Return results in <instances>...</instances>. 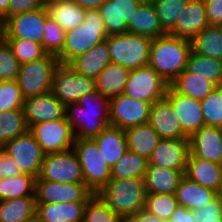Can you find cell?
Returning a JSON list of instances; mask_svg holds the SVG:
<instances>
[{"label": "cell", "instance_id": "6da1fadb", "mask_svg": "<svg viewBox=\"0 0 222 222\" xmlns=\"http://www.w3.org/2000/svg\"><path fill=\"white\" fill-rule=\"evenodd\" d=\"M65 118L75 139L94 138L110 125L109 99L96 90L88 93L78 102L65 105Z\"/></svg>", "mask_w": 222, "mask_h": 222}, {"label": "cell", "instance_id": "7a4b0ae2", "mask_svg": "<svg viewBox=\"0 0 222 222\" xmlns=\"http://www.w3.org/2000/svg\"><path fill=\"white\" fill-rule=\"evenodd\" d=\"M190 52L189 40L167 34L152 40L148 65L170 85L186 69Z\"/></svg>", "mask_w": 222, "mask_h": 222}, {"label": "cell", "instance_id": "3957f363", "mask_svg": "<svg viewBox=\"0 0 222 222\" xmlns=\"http://www.w3.org/2000/svg\"><path fill=\"white\" fill-rule=\"evenodd\" d=\"M107 206L123 220L144 209L146 188L144 178H111L97 193Z\"/></svg>", "mask_w": 222, "mask_h": 222}, {"label": "cell", "instance_id": "277c9868", "mask_svg": "<svg viewBox=\"0 0 222 222\" xmlns=\"http://www.w3.org/2000/svg\"><path fill=\"white\" fill-rule=\"evenodd\" d=\"M108 37L105 23L98 10H87L84 22L66 32L65 43L57 57L60 64L68 65L77 56L89 51Z\"/></svg>", "mask_w": 222, "mask_h": 222}, {"label": "cell", "instance_id": "5b68a950", "mask_svg": "<svg viewBox=\"0 0 222 222\" xmlns=\"http://www.w3.org/2000/svg\"><path fill=\"white\" fill-rule=\"evenodd\" d=\"M105 40L109 47L111 63L128 70L148 65L153 39L138 34L123 33L109 35Z\"/></svg>", "mask_w": 222, "mask_h": 222}, {"label": "cell", "instance_id": "8992f818", "mask_svg": "<svg viewBox=\"0 0 222 222\" xmlns=\"http://www.w3.org/2000/svg\"><path fill=\"white\" fill-rule=\"evenodd\" d=\"M72 148L80 162L84 183L97 194L111 179L110 166L92 138L75 139Z\"/></svg>", "mask_w": 222, "mask_h": 222}, {"label": "cell", "instance_id": "52a82bcc", "mask_svg": "<svg viewBox=\"0 0 222 222\" xmlns=\"http://www.w3.org/2000/svg\"><path fill=\"white\" fill-rule=\"evenodd\" d=\"M59 65L58 58L50 54L36 61L21 64L17 82L22 97L25 99L50 92L54 71Z\"/></svg>", "mask_w": 222, "mask_h": 222}, {"label": "cell", "instance_id": "ba28073f", "mask_svg": "<svg viewBox=\"0 0 222 222\" xmlns=\"http://www.w3.org/2000/svg\"><path fill=\"white\" fill-rule=\"evenodd\" d=\"M168 86L169 84L147 65L129 70L123 94L153 104L165 98Z\"/></svg>", "mask_w": 222, "mask_h": 222}, {"label": "cell", "instance_id": "9c48e42d", "mask_svg": "<svg viewBox=\"0 0 222 222\" xmlns=\"http://www.w3.org/2000/svg\"><path fill=\"white\" fill-rule=\"evenodd\" d=\"M95 90V79L80 75L68 65L60 64L54 71L51 92L64 105L78 102Z\"/></svg>", "mask_w": 222, "mask_h": 222}, {"label": "cell", "instance_id": "30bf717a", "mask_svg": "<svg viewBox=\"0 0 222 222\" xmlns=\"http://www.w3.org/2000/svg\"><path fill=\"white\" fill-rule=\"evenodd\" d=\"M38 178L58 183H84L81 165L73 148L45 154Z\"/></svg>", "mask_w": 222, "mask_h": 222}, {"label": "cell", "instance_id": "8fae6325", "mask_svg": "<svg viewBox=\"0 0 222 222\" xmlns=\"http://www.w3.org/2000/svg\"><path fill=\"white\" fill-rule=\"evenodd\" d=\"M48 18L46 7L13 15L3 22L2 37L4 39H27L42 44Z\"/></svg>", "mask_w": 222, "mask_h": 222}, {"label": "cell", "instance_id": "7c38bea8", "mask_svg": "<svg viewBox=\"0 0 222 222\" xmlns=\"http://www.w3.org/2000/svg\"><path fill=\"white\" fill-rule=\"evenodd\" d=\"M2 149L16 161L22 173L39 177L45 153L29 130L8 141Z\"/></svg>", "mask_w": 222, "mask_h": 222}, {"label": "cell", "instance_id": "4fadbf2b", "mask_svg": "<svg viewBox=\"0 0 222 222\" xmlns=\"http://www.w3.org/2000/svg\"><path fill=\"white\" fill-rule=\"evenodd\" d=\"M151 103L125 94L109 99L110 125L122 130L149 122Z\"/></svg>", "mask_w": 222, "mask_h": 222}, {"label": "cell", "instance_id": "5bb4252c", "mask_svg": "<svg viewBox=\"0 0 222 222\" xmlns=\"http://www.w3.org/2000/svg\"><path fill=\"white\" fill-rule=\"evenodd\" d=\"M45 154L72 149L75 135L64 117L60 120L37 123L29 128Z\"/></svg>", "mask_w": 222, "mask_h": 222}, {"label": "cell", "instance_id": "9a60e30c", "mask_svg": "<svg viewBox=\"0 0 222 222\" xmlns=\"http://www.w3.org/2000/svg\"><path fill=\"white\" fill-rule=\"evenodd\" d=\"M94 193L85 183H58L35 179L37 204L56 202H87Z\"/></svg>", "mask_w": 222, "mask_h": 222}, {"label": "cell", "instance_id": "2e32d148", "mask_svg": "<svg viewBox=\"0 0 222 222\" xmlns=\"http://www.w3.org/2000/svg\"><path fill=\"white\" fill-rule=\"evenodd\" d=\"M165 99L172 105L183 133L188 138L205 126L199 100L177 93L170 85L168 86Z\"/></svg>", "mask_w": 222, "mask_h": 222}, {"label": "cell", "instance_id": "e0dca14e", "mask_svg": "<svg viewBox=\"0 0 222 222\" xmlns=\"http://www.w3.org/2000/svg\"><path fill=\"white\" fill-rule=\"evenodd\" d=\"M189 153V138L161 139L148 159V165L185 171Z\"/></svg>", "mask_w": 222, "mask_h": 222}, {"label": "cell", "instance_id": "ac0fdd59", "mask_svg": "<svg viewBox=\"0 0 222 222\" xmlns=\"http://www.w3.org/2000/svg\"><path fill=\"white\" fill-rule=\"evenodd\" d=\"M23 110L28 128L37 123L60 120L65 117V105L51 91L25 98Z\"/></svg>", "mask_w": 222, "mask_h": 222}, {"label": "cell", "instance_id": "d6986e66", "mask_svg": "<svg viewBox=\"0 0 222 222\" xmlns=\"http://www.w3.org/2000/svg\"><path fill=\"white\" fill-rule=\"evenodd\" d=\"M139 6L134 0H106L98 11L105 23L107 35L127 33V25Z\"/></svg>", "mask_w": 222, "mask_h": 222}, {"label": "cell", "instance_id": "ffe728a7", "mask_svg": "<svg viewBox=\"0 0 222 222\" xmlns=\"http://www.w3.org/2000/svg\"><path fill=\"white\" fill-rule=\"evenodd\" d=\"M208 25L204 0H190L168 34L191 41Z\"/></svg>", "mask_w": 222, "mask_h": 222}, {"label": "cell", "instance_id": "44dd1931", "mask_svg": "<svg viewBox=\"0 0 222 222\" xmlns=\"http://www.w3.org/2000/svg\"><path fill=\"white\" fill-rule=\"evenodd\" d=\"M192 156L221 164L222 128L203 126L189 137Z\"/></svg>", "mask_w": 222, "mask_h": 222}, {"label": "cell", "instance_id": "7402d4cb", "mask_svg": "<svg viewBox=\"0 0 222 222\" xmlns=\"http://www.w3.org/2000/svg\"><path fill=\"white\" fill-rule=\"evenodd\" d=\"M149 123L161 139L188 138L183 133L172 105L165 98L151 105Z\"/></svg>", "mask_w": 222, "mask_h": 222}, {"label": "cell", "instance_id": "603a6c76", "mask_svg": "<svg viewBox=\"0 0 222 222\" xmlns=\"http://www.w3.org/2000/svg\"><path fill=\"white\" fill-rule=\"evenodd\" d=\"M184 176L219 193L222 185V164L197 158L189 153Z\"/></svg>", "mask_w": 222, "mask_h": 222}, {"label": "cell", "instance_id": "cb8c5ba5", "mask_svg": "<svg viewBox=\"0 0 222 222\" xmlns=\"http://www.w3.org/2000/svg\"><path fill=\"white\" fill-rule=\"evenodd\" d=\"M110 63L109 47L106 40H104L86 53L77 56L68 66L82 76L96 79Z\"/></svg>", "mask_w": 222, "mask_h": 222}, {"label": "cell", "instance_id": "d4e9b609", "mask_svg": "<svg viewBox=\"0 0 222 222\" xmlns=\"http://www.w3.org/2000/svg\"><path fill=\"white\" fill-rule=\"evenodd\" d=\"M87 202L37 204L36 217L41 222H83Z\"/></svg>", "mask_w": 222, "mask_h": 222}, {"label": "cell", "instance_id": "484cf974", "mask_svg": "<svg viewBox=\"0 0 222 222\" xmlns=\"http://www.w3.org/2000/svg\"><path fill=\"white\" fill-rule=\"evenodd\" d=\"M110 168L127 152L125 131L108 125L98 136L92 138Z\"/></svg>", "mask_w": 222, "mask_h": 222}, {"label": "cell", "instance_id": "4316f807", "mask_svg": "<svg viewBox=\"0 0 222 222\" xmlns=\"http://www.w3.org/2000/svg\"><path fill=\"white\" fill-rule=\"evenodd\" d=\"M175 195L179 206L194 211L208 205L218 196V193L183 176L179 181Z\"/></svg>", "mask_w": 222, "mask_h": 222}, {"label": "cell", "instance_id": "83f0119b", "mask_svg": "<svg viewBox=\"0 0 222 222\" xmlns=\"http://www.w3.org/2000/svg\"><path fill=\"white\" fill-rule=\"evenodd\" d=\"M185 171L148 165L144 177L146 193L175 194Z\"/></svg>", "mask_w": 222, "mask_h": 222}, {"label": "cell", "instance_id": "f1b7e54d", "mask_svg": "<svg viewBox=\"0 0 222 222\" xmlns=\"http://www.w3.org/2000/svg\"><path fill=\"white\" fill-rule=\"evenodd\" d=\"M127 33L147 36L151 39L168 34L163 29L153 4H143L138 7L127 25Z\"/></svg>", "mask_w": 222, "mask_h": 222}, {"label": "cell", "instance_id": "f546056e", "mask_svg": "<svg viewBox=\"0 0 222 222\" xmlns=\"http://www.w3.org/2000/svg\"><path fill=\"white\" fill-rule=\"evenodd\" d=\"M49 17L68 32L84 22L86 11L73 0H55L45 4Z\"/></svg>", "mask_w": 222, "mask_h": 222}, {"label": "cell", "instance_id": "4dcf8cb0", "mask_svg": "<svg viewBox=\"0 0 222 222\" xmlns=\"http://www.w3.org/2000/svg\"><path fill=\"white\" fill-rule=\"evenodd\" d=\"M124 131L128 150L146 159L150 158L158 142L161 140L159 134L149 122L127 128Z\"/></svg>", "mask_w": 222, "mask_h": 222}, {"label": "cell", "instance_id": "1f68e13d", "mask_svg": "<svg viewBox=\"0 0 222 222\" xmlns=\"http://www.w3.org/2000/svg\"><path fill=\"white\" fill-rule=\"evenodd\" d=\"M35 196L0 201V222H29L36 218Z\"/></svg>", "mask_w": 222, "mask_h": 222}, {"label": "cell", "instance_id": "d6a6232c", "mask_svg": "<svg viewBox=\"0 0 222 222\" xmlns=\"http://www.w3.org/2000/svg\"><path fill=\"white\" fill-rule=\"evenodd\" d=\"M129 70L110 63L95 79L96 91L111 99L124 93Z\"/></svg>", "mask_w": 222, "mask_h": 222}, {"label": "cell", "instance_id": "836d02e7", "mask_svg": "<svg viewBox=\"0 0 222 222\" xmlns=\"http://www.w3.org/2000/svg\"><path fill=\"white\" fill-rule=\"evenodd\" d=\"M190 43L192 52L222 60V26L208 25Z\"/></svg>", "mask_w": 222, "mask_h": 222}, {"label": "cell", "instance_id": "e575fe53", "mask_svg": "<svg viewBox=\"0 0 222 222\" xmlns=\"http://www.w3.org/2000/svg\"><path fill=\"white\" fill-rule=\"evenodd\" d=\"M170 86L179 94L201 101L217 86L204 77L194 76L186 69L180 73Z\"/></svg>", "mask_w": 222, "mask_h": 222}, {"label": "cell", "instance_id": "d590c367", "mask_svg": "<svg viewBox=\"0 0 222 222\" xmlns=\"http://www.w3.org/2000/svg\"><path fill=\"white\" fill-rule=\"evenodd\" d=\"M186 70L194 76L204 77L216 86H222V60L204 57L191 51Z\"/></svg>", "mask_w": 222, "mask_h": 222}, {"label": "cell", "instance_id": "8d00e7d4", "mask_svg": "<svg viewBox=\"0 0 222 222\" xmlns=\"http://www.w3.org/2000/svg\"><path fill=\"white\" fill-rule=\"evenodd\" d=\"M29 130L23 109L0 112V149Z\"/></svg>", "mask_w": 222, "mask_h": 222}, {"label": "cell", "instance_id": "74e56055", "mask_svg": "<svg viewBox=\"0 0 222 222\" xmlns=\"http://www.w3.org/2000/svg\"><path fill=\"white\" fill-rule=\"evenodd\" d=\"M148 166V159L130 150L111 168V178H144Z\"/></svg>", "mask_w": 222, "mask_h": 222}, {"label": "cell", "instance_id": "f35d334b", "mask_svg": "<svg viewBox=\"0 0 222 222\" xmlns=\"http://www.w3.org/2000/svg\"><path fill=\"white\" fill-rule=\"evenodd\" d=\"M35 179L24 173L11 178H0V201L35 196Z\"/></svg>", "mask_w": 222, "mask_h": 222}, {"label": "cell", "instance_id": "ab89813d", "mask_svg": "<svg viewBox=\"0 0 222 222\" xmlns=\"http://www.w3.org/2000/svg\"><path fill=\"white\" fill-rule=\"evenodd\" d=\"M178 206L175 194L146 193L144 210L156 217L168 221Z\"/></svg>", "mask_w": 222, "mask_h": 222}, {"label": "cell", "instance_id": "60d3db41", "mask_svg": "<svg viewBox=\"0 0 222 222\" xmlns=\"http://www.w3.org/2000/svg\"><path fill=\"white\" fill-rule=\"evenodd\" d=\"M200 102L205 126L222 128V86H217Z\"/></svg>", "mask_w": 222, "mask_h": 222}, {"label": "cell", "instance_id": "b9f144b4", "mask_svg": "<svg viewBox=\"0 0 222 222\" xmlns=\"http://www.w3.org/2000/svg\"><path fill=\"white\" fill-rule=\"evenodd\" d=\"M83 222H125L111 210L98 194H94L85 207Z\"/></svg>", "mask_w": 222, "mask_h": 222}, {"label": "cell", "instance_id": "7bdbcfd3", "mask_svg": "<svg viewBox=\"0 0 222 222\" xmlns=\"http://www.w3.org/2000/svg\"><path fill=\"white\" fill-rule=\"evenodd\" d=\"M190 0H154V7L163 29L168 33L176 24L182 9Z\"/></svg>", "mask_w": 222, "mask_h": 222}, {"label": "cell", "instance_id": "ee69618b", "mask_svg": "<svg viewBox=\"0 0 222 222\" xmlns=\"http://www.w3.org/2000/svg\"><path fill=\"white\" fill-rule=\"evenodd\" d=\"M66 32L50 17L46 20L45 33L43 35L42 47L46 54L58 57L65 43Z\"/></svg>", "mask_w": 222, "mask_h": 222}, {"label": "cell", "instance_id": "f6af8a7d", "mask_svg": "<svg viewBox=\"0 0 222 222\" xmlns=\"http://www.w3.org/2000/svg\"><path fill=\"white\" fill-rule=\"evenodd\" d=\"M20 64L36 61L46 55L42 44L27 39H5Z\"/></svg>", "mask_w": 222, "mask_h": 222}, {"label": "cell", "instance_id": "bcb514c9", "mask_svg": "<svg viewBox=\"0 0 222 222\" xmlns=\"http://www.w3.org/2000/svg\"><path fill=\"white\" fill-rule=\"evenodd\" d=\"M20 66L10 45L2 37L0 39V81L17 80Z\"/></svg>", "mask_w": 222, "mask_h": 222}, {"label": "cell", "instance_id": "7dc6e473", "mask_svg": "<svg viewBox=\"0 0 222 222\" xmlns=\"http://www.w3.org/2000/svg\"><path fill=\"white\" fill-rule=\"evenodd\" d=\"M23 107L24 98L17 80L0 81V112L23 109Z\"/></svg>", "mask_w": 222, "mask_h": 222}, {"label": "cell", "instance_id": "c3c4849f", "mask_svg": "<svg viewBox=\"0 0 222 222\" xmlns=\"http://www.w3.org/2000/svg\"><path fill=\"white\" fill-rule=\"evenodd\" d=\"M193 216L197 222H222V202L219 196L202 209L194 210Z\"/></svg>", "mask_w": 222, "mask_h": 222}, {"label": "cell", "instance_id": "681fc988", "mask_svg": "<svg viewBox=\"0 0 222 222\" xmlns=\"http://www.w3.org/2000/svg\"><path fill=\"white\" fill-rule=\"evenodd\" d=\"M43 7H45V2L43 0H9L7 18L16 14L31 12Z\"/></svg>", "mask_w": 222, "mask_h": 222}, {"label": "cell", "instance_id": "f907efd6", "mask_svg": "<svg viewBox=\"0 0 222 222\" xmlns=\"http://www.w3.org/2000/svg\"><path fill=\"white\" fill-rule=\"evenodd\" d=\"M22 174L16 161L0 149V178H11Z\"/></svg>", "mask_w": 222, "mask_h": 222}, {"label": "cell", "instance_id": "816d5d0a", "mask_svg": "<svg viewBox=\"0 0 222 222\" xmlns=\"http://www.w3.org/2000/svg\"><path fill=\"white\" fill-rule=\"evenodd\" d=\"M209 25L222 26V0H204Z\"/></svg>", "mask_w": 222, "mask_h": 222}, {"label": "cell", "instance_id": "f5cc1de1", "mask_svg": "<svg viewBox=\"0 0 222 222\" xmlns=\"http://www.w3.org/2000/svg\"><path fill=\"white\" fill-rule=\"evenodd\" d=\"M168 222H197L193 216V211L183 206H178L171 214Z\"/></svg>", "mask_w": 222, "mask_h": 222}, {"label": "cell", "instance_id": "db71d44e", "mask_svg": "<svg viewBox=\"0 0 222 222\" xmlns=\"http://www.w3.org/2000/svg\"><path fill=\"white\" fill-rule=\"evenodd\" d=\"M125 222H168V221L156 217L155 215L142 209L133 216L129 217Z\"/></svg>", "mask_w": 222, "mask_h": 222}, {"label": "cell", "instance_id": "11a10c76", "mask_svg": "<svg viewBox=\"0 0 222 222\" xmlns=\"http://www.w3.org/2000/svg\"><path fill=\"white\" fill-rule=\"evenodd\" d=\"M85 10H98L106 0H73Z\"/></svg>", "mask_w": 222, "mask_h": 222}, {"label": "cell", "instance_id": "9f6ffc18", "mask_svg": "<svg viewBox=\"0 0 222 222\" xmlns=\"http://www.w3.org/2000/svg\"><path fill=\"white\" fill-rule=\"evenodd\" d=\"M8 6L9 0H0V18L3 22L7 19Z\"/></svg>", "mask_w": 222, "mask_h": 222}, {"label": "cell", "instance_id": "6f0895ef", "mask_svg": "<svg viewBox=\"0 0 222 222\" xmlns=\"http://www.w3.org/2000/svg\"><path fill=\"white\" fill-rule=\"evenodd\" d=\"M136 1L137 3H139L140 5H147V4H153L154 3V0H134Z\"/></svg>", "mask_w": 222, "mask_h": 222}, {"label": "cell", "instance_id": "680465c9", "mask_svg": "<svg viewBox=\"0 0 222 222\" xmlns=\"http://www.w3.org/2000/svg\"><path fill=\"white\" fill-rule=\"evenodd\" d=\"M218 196H219V199H220L221 202H222V185H221L220 191H219V193H218Z\"/></svg>", "mask_w": 222, "mask_h": 222}, {"label": "cell", "instance_id": "91938a15", "mask_svg": "<svg viewBox=\"0 0 222 222\" xmlns=\"http://www.w3.org/2000/svg\"><path fill=\"white\" fill-rule=\"evenodd\" d=\"M29 222H41V221L36 217V218L32 219V220L29 221Z\"/></svg>", "mask_w": 222, "mask_h": 222}, {"label": "cell", "instance_id": "94428289", "mask_svg": "<svg viewBox=\"0 0 222 222\" xmlns=\"http://www.w3.org/2000/svg\"><path fill=\"white\" fill-rule=\"evenodd\" d=\"M45 2V4L51 2V1H55V0H43Z\"/></svg>", "mask_w": 222, "mask_h": 222}, {"label": "cell", "instance_id": "6125c7cd", "mask_svg": "<svg viewBox=\"0 0 222 222\" xmlns=\"http://www.w3.org/2000/svg\"><path fill=\"white\" fill-rule=\"evenodd\" d=\"M2 29L3 27H0V39L2 38Z\"/></svg>", "mask_w": 222, "mask_h": 222}, {"label": "cell", "instance_id": "be15d7a7", "mask_svg": "<svg viewBox=\"0 0 222 222\" xmlns=\"http://www.w3.org/2000/svg\"><path fill=\"white\" fill-rule=\"evenodd\" d=\"M0 27H3V21L1 18H0Z\"/></svg>", "mask_w": 222, "mask_h": 222}]
</instances>
